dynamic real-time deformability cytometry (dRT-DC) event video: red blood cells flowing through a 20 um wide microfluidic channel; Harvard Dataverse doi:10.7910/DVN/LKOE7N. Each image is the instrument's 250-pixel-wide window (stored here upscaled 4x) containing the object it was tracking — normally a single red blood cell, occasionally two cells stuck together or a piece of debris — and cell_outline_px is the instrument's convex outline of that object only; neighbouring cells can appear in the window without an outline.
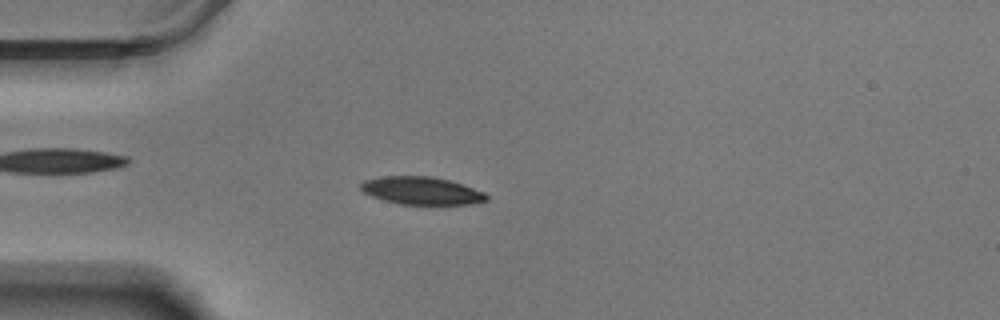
{"species": "Egyptian fruit bat (a non-hibernating species)", "species_latin": "Rousettus aegyptiacus", "temperature_condition": "warm", "stored_images_in_passage": 58, "camera_frame_rate_fps": 3000, "um_per_image_px": 0.085, "animal": {"sex": "male"}, "frame": {"image": 1, "passage_image": 16, "time_ms": 5.0, "image_size_px": [1000, 320], "cell_outline_px": [[488, 200], [472, 204], [400, 204], [384, 200], [372, 196], [364, 192], [360, 188], [360, 184], [364, 180], [384, 176], [432, 176], [452, 180], [484, 192], [488, 196]], "centroid_in_image_um": [35.85, 16.2], "position_along_channel_um": 49.1, "area_um2": 20.35}}
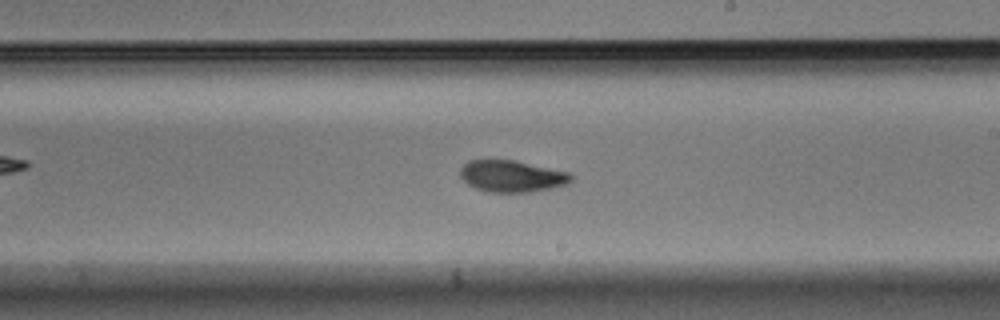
{"frame": {"image": 2, "passage_image": 34, "time_ms": 11.0, "image_size_px": [1000, 320], "cell_outline_px": [[572, 180], [568, 184], [552, 188], [528, 192], [488, 192], [476, 188], [468, 184], [460, 176], [460, 168], [468, 160], [512, 160], [568, 172], [572, 176]], "centroid_in_image_um": [43.49, 14.98], "position_along_channel_um": 245.5, "area_um2": 20.29}}
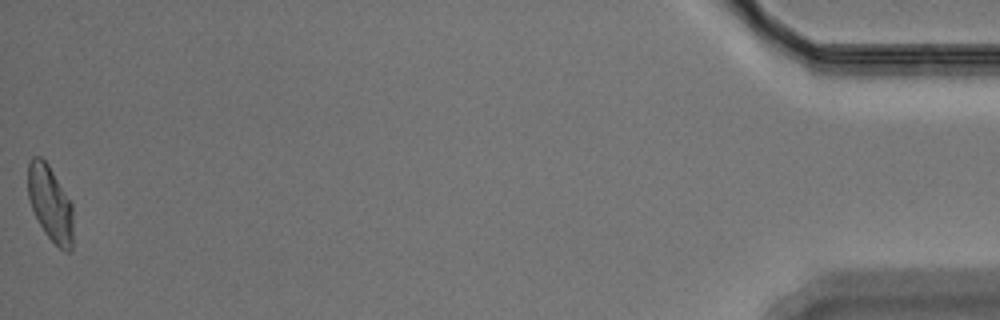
{"frame": {"image": 3, "passage_image": 58, "time_ms": 19.0, "image_size_px": [1000, 320], "cell_outline_px": [[72, 252], [64, 252], [44, 232], [32, 208], [28, 196], [28, 160], [32, 156], [40, 156], [48, 164], [72, 204]], "centroid_in_image_um": [4.26, 17.28], "position_along_channel_um": 430.9, "area_um2": 19.71}, "authors_computed_cell_mechanics": {"area_um2": 20.3456, "velocity_mm_per_s": 3.4989, "shape_relaxation_time_tau1_ms": 4.4297, "shape_relaxation_time_tau2_ms": 2.8433, "deformation_change_tau1": 0.1409, "deformation_change_tau2": 0.083}}